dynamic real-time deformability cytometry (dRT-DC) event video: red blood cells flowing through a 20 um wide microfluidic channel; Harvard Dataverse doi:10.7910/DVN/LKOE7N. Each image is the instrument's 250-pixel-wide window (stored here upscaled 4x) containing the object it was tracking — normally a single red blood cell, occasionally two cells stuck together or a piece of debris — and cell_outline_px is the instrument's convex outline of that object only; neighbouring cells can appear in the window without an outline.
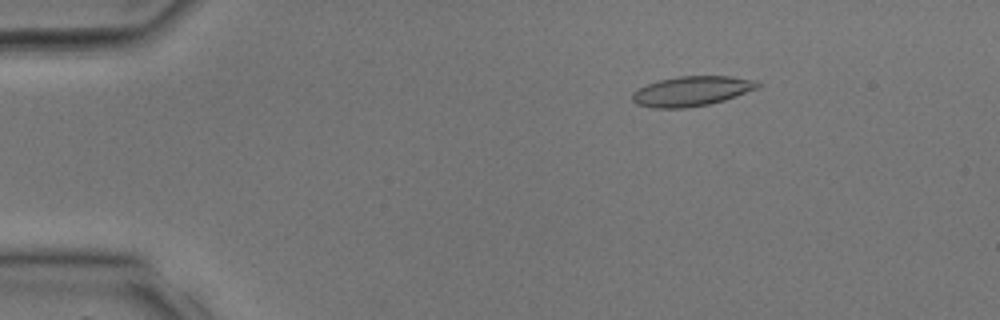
{"species": "common noctule bat (a hibernating species)", "species_latin": "Nyctalus noctula", "temperature_condition": "room temperature", "stored_images_in_passage": 6, "camera_frame_rate_fps": 3000, "um_per_image_px": 0.085, "animal": {"sex": "male", "body_mass_g": 17.9, "forearm_length_mm": 54.2}, "frame": {"image": 1, "passage_image": 2, "time_ms": 0.333, "image_size_px": [1000, 320], "cell_outline_px": [[764, 84], [756, 88], [724, 100], [708, 104], [688, 108], [652, 108], [636, 104], [632, 100], [632, 92], [648, 84], [660, 80], [676, 76], [732, 76], [752, 80]], "centroid_in_image_um": [58.76, 7.75], "position_along_channel_um": 26.2, "area_um2": 21.68}}